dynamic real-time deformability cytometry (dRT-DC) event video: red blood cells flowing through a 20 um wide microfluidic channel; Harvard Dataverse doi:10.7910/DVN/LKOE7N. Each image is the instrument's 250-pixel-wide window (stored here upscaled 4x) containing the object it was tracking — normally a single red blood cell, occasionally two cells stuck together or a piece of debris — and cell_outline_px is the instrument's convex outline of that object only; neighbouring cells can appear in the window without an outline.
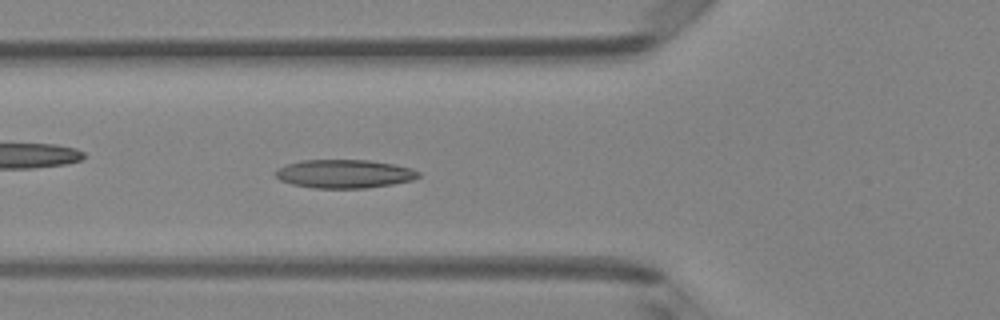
{"species": "Egyptian fruit bat (a non-hibernating species)", "species_latin": "Rousettus aegyptiacus", "temperature_condition": "room temperature", "stored_images_in_passage": 46, "camera_frame_rate_fps": 3000, "um_per_image_px": 0.085, "animal": {"sex": "female"}, "frame": {"image": 1, "passage_image": 15, "time_ms": 4.667, "image_size_px": [1000, 320], "cell_outline_px": [[420, 176], [412, 180], [392, 184], [364, 188], [312, 188], [292, 184], [280, 180], [276, 176], [276, 168], [288, 164], [304, 160], [368, 160], [396, 164], [412, 168], [420, 172]], "centroid_in_image_um": [29.29, 14.77], "position_along_channel_um": 96.5, "area_um2": 23.76}}
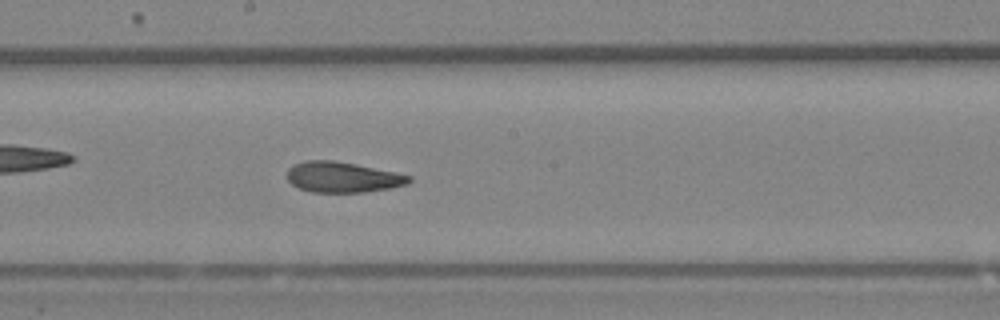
{"frame": {"image": 2, "passage_image": 24, "time_ms": 7.667, "image_size_px": [1000, 320], "cell_outline_px": [[412, 180], [408, 184], [388, 188], [364, 192], [312, 192], [300, 188], [292, 184], [288, 180], [288, 168], [292, 164], [304, 160], [332, 160], [356, 164], [396, 172], [412, 176]], "centroid_in_image_um": [29.12, 15.05], "position_along_channel_um": 219.1, "area_um2": 21.73}}
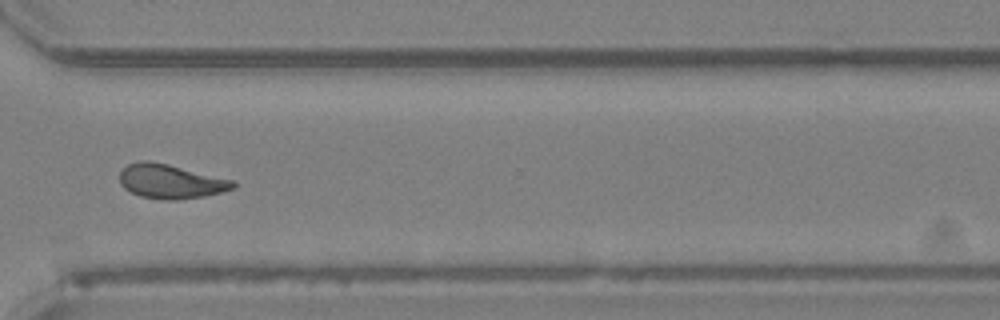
{"frame": {"image": 3, "passage_image": 34, "time_ms": 11.0, "image_size_px": [1000, 320], "cell_outline_px": [[236, 188], [224, 192], [204, 196], [180, 200], [164, 200], [140, 196], [124, 188], [120, 184], [120, 172], [128, 164], [144, 160], [148, 160], [168, 164], [236, 180]], "centroid_in_image_um": [14.56, 15.43], "position_along_channel_um": 356.0, "area_um2": 22.89}, "authors_computed_cell_mechanics": {"area_um2": 22.6576, "velocity_mm_per_s": 4.1095, "shape_relaxation_time_tau1_ms": 10.8306, "shape_relaxation_time_tau2_ms": 1.954, "deformation_change_tau1": 0.2508, "deformation_change_tau2": 0.0883}}